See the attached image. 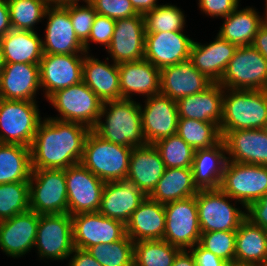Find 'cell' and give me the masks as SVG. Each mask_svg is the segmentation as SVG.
I'll return each instance as SVG.
<instances>
[{
    "label": "cell",
    "instance_id": "11",
    "mask_svg": "<svg viewBox=\"0 0 267 266\" xmlns=\"http://www.w3.org/2000/svg\"><path fill=\"white\" fill-rule=\"evenodd\" d=\"M220 189L247 207L267 192V166L227 160Z\"/></svg>",
    "mask_w": 267,
    "mask_h": 266
},
{
    "label": "cell",
    "instance_id": "9",
    "mask_svg": "<svg viewBox=\"0 0 267 266\" xmlns=\"http://www.w3.org/2000/svg\"><path fill=\"white\" fill-rule=\"evenodd\" d=\"M218 83L229 89L267 90V60L252 45L238 47Z\"/></svg>",
    "mask_w": 267,
    "mask_h": 266
},
{
    "label": "cell",
    "instance_id": "10",
    "mask_svg": "<svg viewBox=\"0 0 267 266\" xmlns=\"http://www.w3.org/2000/svg\"><path fill=\"white\" fill-rule=\"evenodd\" d=\"M34 248L40 260L68 261L74 250L71 215H40Z\"/></svg>",
    "mask_w": 267,
    "mask_h": 266
},
{
    "label": "cell",
    "instance_id": "45",
    "mask_svg": "<svg viewBox=\"0 0 267 266\" xmlns=\"http://www.w3.org/2000/svg\"><path fill=\"white\" fill-rule=\"evenodd\" d=\"M69 16L78 39L84 44L90 35L94 19L97 15L93 5L84 4L68 5Z\"/></svg>",
    "mask_w": 267,
    "mask_h": 266
},
{
    "label": "cell",
    "instance_id": "44",
    "mask_svg": "<svg viewBox=\"0 0 267 266\" xmlns=\"http://www.w3.org/2000/svg\"><path fill=\"white\" fill-rule=\"evenodd\" d=\"M199 244L220 259L235 264L236 231L201 233Z\"/></svg>",
    "mask_w": 267,
    "mask_h": 266
},
{
    "label": "cell",
    "instance_id": "39",
    "mask_svg": "<svg viewBox=\"0 0 267 266\" xmlns=\"http://www.w3.org/2000/svg\"><path fill=\"white\" fill-rule=\"evenodd\" d=\"M12 29L36 31L35 25L44 20L48 0H7Z\"/></svg>",
    "mask_w": 267,
    "mask_h": 266
},
{
    "label": "cell",
    "instance_id": "16",
    "mask_svg": "<svg viewBox=\"0 0 267 266\" xmlns=\"http://www.w3.org/2000/svg\"><path fill=\"white\" fill-rule=\"evenodd\" d=\"M144 102V106L140 103V109L147 144L177 133L179 115L175 100L158 93L145 98Z\"/></svg>",
    "mask_w": 267,
    "mask_h": 266
},
{
    "label": "cell",
    "instance_id": "57",
    "mask_svg": "<svg viewBox=\"0 0 267 266\" xmlns=\"http://www.w3.org/2000/svg\"><path fill=\"white\" fill-rule=\"evenodd\" d=\"M4 65H5V62H4V57H3V49H2L1 42H0V71L3 69Z\"/></svg>",
    "mask_w": 267,
    "mask_h": 266
},
{
    "label": "cell",
    "instance_id": "1",
    "mask_svg": "<svg viewBox=\"0 0 267 266\" xmlns=\"http://www.w3.org/2000/svg\"><path fill=\"white\" fill-rule=\"evenodd\" d=\"M90 131L81 123L43 117L30 146L32 169H66L80 163Z\"/></svg>",
    "mask_w": 267,
    "mask_h": 266
},
{
    "label": "cell",
    "instance_id": "51",
    "mask_svg": "<svg viewBox=\"0 0 267 266\" xmlns=\"http://www.w3.org/2000/svg\"><path fill=\"white\" fill-rule=\"evenodd\" d=\"M68 259V266H102L86 250L78 248H74Z\"/></svg>",
    "mask_w": 267,
    "mask_h": 266
},
{
    "label": "cell",
    "instance_id": "46",
    "mask_svg": "<svg viewBox=\"0 0 267 266\" xmlns=\"http://www.w3.org/2000/svg\"><path fill=\"white\" fill-rule=\"evenodd\" d=\"M97 14L112 19H124L138 15L130 0H91Z\"/></svg>",
    "mask_w": 267,
    "mask_h": 266
},
{
    "label": "cell",
    "instance_id": "33",
    "mask_svg": "<svg viewBox=\"0 0 267 266\" xmlns=\"http://www.w3.org/2000/svg\"><path fill=\"white\" fill-rule=\"evenodd\" d=\"M240 5L228 16L222 18L224 23L220 26L218 35L237 47L252 45L259 28L266 18L259 15L255 8Z\"/></svg>",
    "mask_w": 267,
    "mask_h": 266
},
{
    "label": "cell",
    "instance_id": "54",
    "mask_svg": "<svg viewBox=\"0 0 267 266\" xmlns=\"http://www.w3.org/2000/svg\"><path fill=\"white\" fill-rule=\"evenodd\" d=\"M172 266H196L191 251L189 249L180 250L175 256Z\"/></svg>",
    "mask_w": 267,
    "mask_h": 266
},
{
    "label": "cell",
    "instance_id": "36",
    "mask_svg": "<svg viewBox=\"0 0 267 266\" xmlns=\"http://www.w3.org/2000/svg\"><path fill=\"white\" fill-rule=\"evenodd\" d=\"M32 170L30 147L0 143V184L29 182Z\"/></svg>",
    "mask_w": 267,
    "mask_h": 266
},
{
    "label": "cell",
    "instance_id": "32",
    "mask_svg": "<svg viewBox=\"0 0 267 266\" xmlns=\"http://www.w3.org/2000/svg\"><path fill=\"white\" fill-rule=\"evenodd\" d=\"M235 265L267 266V232L247 218L236 230Z\"/></svg>",
    "mask_w": 267,
    "mask_h": 266
},
{
    "label": "cell",
    "instance_id": "31",
    "mask_svg": "<svg viewBox=\"0 0 267 266\" xmlns=\"http://www.w3.org/2000/svg\"><path fill=\"white\" fill-rule=\"evenodd\" d=\"M226 146L221 140L208 149L195 150L193 182L198 190L219 189L227 162Z\"/></svg>",
    "mask_w": 267,
    "mask_h": 266
},
{
    "label": "cell",
    "instance_id": "52",
    "mask_svg": "<svg viewBox=\"0 0 267 266\" xmlns=\"http://www.w3.org/2000/svg\"><path fill=\"white\" fill-rule=\"evenodd\" d=\"M252 46L267 60V21L264 22L256 33Z\"/></svg>",
    "mask_w": 267,
    "mask_h": 266
},
{
    "label": "cell",
    "instance_id": "35",
    "mask_svg": "<svg viewBox=\"0 0 267 266\" xmlns=\"http://www.w3.org/2000/svg\"><path fill=\"white\" fill-rule=\"evenodd\" d=\"M197 192L192 167L165 168L164 174L148 197L165 205L195 196Z\"/></svg>",
    "mask_w": 267,
    "mask_h": 266
},
{
    "label": "cell",
    "instance_id": "30",
    "mask_svg": "<svg viewBox=\"0 0 267 266\" xmlns=\"http://www.w3.org/2000/svg\"><path fill=\"white\" fill-rule=\"evenodd\" d=\"M166 225L164 204L148 196L126 223V235L133 241L163 240Z\"/></svg>",
    "mask_w": 267,
    "mask_h": 266
},
{
    "label": "cell",
    "instance_id": "24",
    "mask_svg": "<svg viewBox=\"0 0 267 266\" xmlns=\"http://www.w3.org/2000/svg\"><path fill=\"white\" fill-rule=\"evenodd\" d=\"M146 197L139 188L126 180L106 182L98 212L126 225Z\"/></svg>",
    "mask_w": 267,
    "mask_h": 266
},
{
    "label": "cell",
    "instance_id": "14",
    "mask_svg": "<svg viewBox=\"0 0 267 266\" xmlns=\"http://www.w3.org/2000/svg\"><path fill=\"white\" fill-rule=\"evenodd\" d=\"M74 248L87 250L97 244H110L126 235L124 223L99 212L71 216Z\"/></svg>",
    "mask_w": 267,
    "mask_h": 266
},
{
    "label": "cell",
    "instance_id": "21",
    "mask_svg": "<svg viewBox=\"0 0 267 266\" xmlns=\"http://www.w3.org/2000/svg\"><path fill=\"white\" fill-rule=\"evenodd\" d=\"M160 78V93L175 101L202 92L213 83L190 59L162 68Z\"/></svg>",
    "mask_w": 267,
    "mask_h": 266
},
{
    "label": "cell",
    "instance_id": "48",
    "mask_svg": "<svg viewBox=\"0 0 267 266\" xmlns=\"http://www.w3.org/2000/svg\"><path fill=\"white\" fill-rule=\"evenodd\" d=\"M240 0H198L202 13L212 18H224L232 13L240 4Z\"/></svg>",
    "mask_w": 267,
    "mask_h": 266
},
{
    "label": "cell",
    "instance_id": "18",
    "mask_svg": "<svg viewBox=\"0 0 267 266\" xmlns=\"http://www.w3.org/2000/svg\"><path fill=\"white\" fill-rule=\"evenodd\" d=\"M145 23L141 14L117 19L113 37L106 48L114 63L133 62L144 59Z\"/></svg>",
    "mask_w": 267,
    "mask_h": 266
},
{
    "label": "cell",
    "instance_id": "55",
    "mask_svg": "<svg viewBox=\"0 0 267 266\" xmlns=\"http://www.w3.org/2000/svg\"><path fill=\"white\" fill-rule=\"evenodd\" d=\"M130 1L136 12L141 15L146 14L148 11L153 10L155 7L159 5L158 0H130Z\"/></svg>",
    "mask_w": 267,
    "mask_h": 266
},
{
    "label": "cell",
    "instance_id": "7",
    "mask_svg": "<svg viewBox=\"0 0 267 266\" xmlns=\"http://www.w3.org/2000/svg\"><path fill=\"white\" fill-rule=\"evenodd\" d=\"M47 101L59 113L51 118L81 123L91 130L98 122L103 105L99 97L83 81L53 93Z\"/></svg>",
    "mask_w": 267,
    "mask_h": 266
},
{
    "label": "cell",
    "instance_id": "58",
    "mask_svg": "<svg viewBox=\"0 0 267 266\" xmlns=\"http://www.w3.org/2000/svg\"><path fill=\"white\" fill-rule=\"evenodd\" d=\"M266 4H265V10L266 11L263 15L264 17L266 18V21H267V0H265Z\"/></svg>",
    "mask_w": 267,
    "mask_h": 266
},
{
    "label": "cell",
    "instance_id": "38",
    "mask_svg": "<svg viewBox=\"0 0 267 266\" xmlns=\"http://www.w3.org/2000/svg\"><path fill=\"white\" fill-rule=\"evenodd\" d=\"M180 250L165 240L134 242V266H172Z\"/></svg>",
    "mask_w": 267,
    "mask_h": 266
},
{
    "label": "cell",
    "instance_id": "42",
    "mask_svg": "<svg viewBox=\"0 0 267 266\" xmlns=\"http://www.w3.org/2000/svg\"><path fill=\"white\" fill-rule=\"evenodd\" d=\"M28 210H30L29 182L0 184V221Z\"/></svg>",
    "mask_w": 267,
    "mask_h": 266
},
{
    "label": "cell",
    "instance_id": "40",
    "mask_svg": "<svg viewBox=\"0 0 267 266\" xmlns=\"http://www.w3.org/2000/svg\"><path fill=\"white\" fill-rule=\"evenodd\" d=\"M176 5L162 4L143 15L145 33L184 31L186 16Z\"/></svg>",
    "mask_w": 267,
    "mask_h": 266
},
{
    "label": "cell",
    "instance_id": "56",
    "mask_svg": "<svg viewBox=\"0 0 267 266\" xmlns=\"http://www.w3.org/2000/svg\"><path fill=\"white\" fill-rule=\"evenodd\" d=\"M89 3L91 0H48L49 5L52 6H68V5H74L79 4V2Z\"/></svg>",
    "mask_w": 267,
    "mask_h": 266
},
{
    "label": "cell",
    "instance_id": "19",
    "mask_svg": "<svg viewBox=\"0 0 267 266\" xmlns=\"http://www.w3.org/2000/svg\"><path fill=\"white\" fill-rule=\"evenodd\" d=\"M184 31L145 33L144 59L158 69L190 59L193 39Z\"/></svg>",
    "mask_w": 267,
    "mask_h": 266
},
{
    "label": "cell",
    "instance_id": "17",
    "mask_svg": "<svg viewBox=\"0 0 267 266\" xmlns=\"http://www.w3.org/2000/svg\"><path fill=\"white\" fill-rule=\"evenodd\" d=\"M47 17V18H46ZM44 19H47L45 37L42 39L43 53L47 54H85L84 44L78 39L68 6L49 5Z\"/></svg>",
    "mask_w": 267,
    "mask_h": 266
},
{
    "label": "cell",
    "instance_id": "4",
    "mask_svg": "<svg viewBox=\"0 0 267 266\" xmlns=\"http://www.w3.org/2000/svg\"><path fill=\"white\" fill-rule=\"evenodd\" d=\"M132 149L108 142L91 130L86 137L80 163L104 182L124 181Z\"/></svg>",
    "mask_w": 267,
    "mask_h": 266
},
{
    "label": "cell",
    "instance_id": "2",
    "mask_svg": "<svg viewBox=\"0 0 267 266\" xmlns=\"http://www.w3.org/2000/svg\"><path fill=\"white\" fill-rule=\"evenodd\" d=\"M92 130L114 144L126 147L147 144L142 130L140 102L134 99L103 102L98 122Z\"/></svg>",
    "mask_w": 267,
    "mask_h": 266
},
{
    "label": "cell",
    "instance_id": "29",
    "mask_svg": "<svg viewBox=\"0 0 267 266\" xmlns=\"http://www.w3.org/2000/svg\"><path fill=\"white\" fill-rule=\"evenodd\" d=\"M224 88L212 83L204 91L184 96L176 101L179 118L213 122L218 127L222 121Z\"/></svg>",
    "mask_w": 267,
    "mask_h": 266
},
{
    "label": "cell",
    "instance_id": "41",
    "mask_svg": "<svg viewBox=\"0 0 267 266\" xmlns=\"http://www.w3.org/2000/svg\"><path fill=\"white\" fill-rule=\"evenodd\" d=\"M102 266H134V242L125 235L110 244H97L86 250Z\"/></svg>",
    "mask_w": 267,
    "mask_h": 266
},
{
    "label": "cell",
    "instance_id": "27",
    "mask_svg": "<svg viewBox=\"0 0 267 266\" xmlns=\"http://www.w3.org/2000/svg\"><path fill=\"white\" fill-rule=\"evenodd\" d=\"M165 165L154 144L133 147L126 181L134 184L148 196L158 184Z\"/></svg>",
    "mask_w": 267,
    "mask_h": 266
},
{
    "label": "cell",
    "instance_id": "43",
    "mask_svg": "<svg viewBox=\"0 0 267 266\" xmlns=\"http://www.w3.org/2000/svg\"><path fill=\"white\" fill-rule=\"evenodd\" d=\"M165 168L192 167L195 150L180 136L173 134L154 143Z\"/></svg>",
    "mask_w": 267,
    "mask_h": 266
},
{
    "label": "cell",
    "instance_id": "28",
    "mask_svg": "<svg viewBox=\"0 0 267 266\" xmlns=\"http://www.w3.org/2000/svg\"><path fill=\"white\" fill-rule=\"evenodd\" d=\"M99 58L85 53L83 61L82 81L99 97L102 102L120 100V78L118 64H109Z\"/></svg>",
    "mask_w": 267,
    "mask_h": 266
},
{
    "label": "cell",
    "instance_id": "50",
    "mask_svg": "<svg viewBox=\"0 0 267 266\" xmlns=\"http://www.w3.org/2000/svg\"><path fill=\"white\" fill-rule=\"evenodd\" d=\"M194 256L196 266H230L231 263L226 262L212 252L204 249L199 243L189 249Z\"/></svg>",
    "mask_w": 267,
    "mask_h": 266
},
{
    "label": "cell",
    "instance_id": "37",
    "mask_svg": "<svg viewBox=\"0 0 267 266\" xmlns=\"http://www.w3.org/2000/svg\"><path fill=\"white\" fill-rule=\"evenodd\" d=\"M176 134L194 150L211 148L222 140L215 123L188 118L178 119Z\"/></svg>",
    "mask_w": 267,
    "mask_h": 266
},
{
    "label": "cell",
    "instance_id": "59",
    "mask_svg": "<svg viewBox=\"0 0 267 266\" xmlns=\"http://www.w3.org/2000/svg\"><path fill=\"white\" fill-rule=\"evenodd\" d=\"M265 134L267 135V122L265 123V126L262 128Z\"/></svg>",
    "mask_w": 267,
    "mask_h": 266
},
{
    "label": "cell",
    "instance_id": "22",
    "mask_svg": "<svg viewBox=\"0 0 267 266\" xmlns=\"http://www.w3.org/2000/svg\"><path fill=\"white\" fill-rule=\"evenodd\" d=\"M237 48L217 34L214 40L207 44L193 41L190 60L200 73L213 83H218Z\"/></svg>",
    "mask_w": 267,
    "mask_h": 266
},
{
    "label": "cell",
    "instance_id": "15",
    "mask_svg": "<svg viewBox=\"0 0 267 266\" xmlns=\"http://www.w3.org/2000/svg\"><path fill=\"white\" fill-rule=\"evenodd\" d=\"M84 55L43 53L39 73L44 98L82 81Z\"/></svg>",
    "mask_w": 267,
    "mask_h": 266
},
{
    "label": "cell",
    "instance_id": "23",
    "mask_svg": "<svg viewBox=\"0 0 267 266\" xmlns=\"http://www.w3.org/2000/svg\"><path fill=\"white\" fill-rule=\"evenodd\" d=\"M39 90V64L5 63L1 70L0 98L36 101Z\"/></svg>",
    "mask_w": 267,
    "mask_h": 266
},
{
    "label": "cell",
    "instance_id": "5",
    "mask_svg": "<svg viewBox=\"0 0 267 266\" xmlns=\"http://www.w3.org/2000/svg\"><path fill=\"white\" fill-rule=\"evenodd\" d=\"M233 201L235 203H231ZM196 202L201 233L236 231L246 219V207L220 188L198 190ZM237 202L241 204V208L237 207Z\"/></svg>",
    "mask_w": 267,
    "mask_h": 266
},
{
    "label": "cell",
    "instance_id": "20",
    "mask_svg": "<svg viewBox=\"0 0 267 266\" xmlns=\"http://www.w3.org/2000/svg\"><path fill=\"white\" fill-rule=\"evenodd\" d=\"M39 214L28 210L0 221V249L7 257L20 258L35 246Z\"/></svg>",
    "mask_w": 267,
    "mask_h": 266
},
{
    "label": "cell",
    "instance_id": "53",
    "mask_svg": "<svg viewBox=\"0 0 267 266\" xmlns=\"http://www.w3.org/2000/svg\"><path fill=\"white\" fill-rule=\"evenodd\" d=\"M12 29L7 0H0V37Z\"/></svg>",
    "mask_w": 267,
    "mask_h": 266
},
{
    "label": "cell",
    "instance_id": "34",
    "mask_svg": "<svg viewBox=\"0 0 267 266\" xmlns=\"http://www.w3.org/2000/svg\"><path fill=\"white\" fill-rule=\"evenodd\" d=\"M42 39L37 31L11 29L0 37L4 62L39 64L43 56Z\"/></svg>",
    "mask_w": 267,
    "mask_h": 266
},
{
    "label": "cell",
    "instance_id": "13",
    "mask_svg": "<svg viewBox=\"0 0 267 266\" xmlns=\"http://www.w3.org/2000/svg\"><path fill=\"white\" fill-rule=\"evenodd\" d=\"M67 185L68 214L98 212L104 181L94 175L81 163L65 169Z\"/></svg>",
    "mask_w": 267,
    "mask_h": 266
},
{
    "label": "cell",
    "instance_id": "26",
    "mask_svg": "<svg viewBox=\"0 0 267 266\" xmlns=\"http://www.w3.org/2000/svg\"><path fill=\"white\" fill-rule=\"evenodd\" d=\"M222 140L228 161L267 166V135L263 129L228 131Z\"/></svg>",
    "mask_w": 267,
    "mask_h": 266
},
{
    "label": "cell",
    "instance_id": "8",
    "mask_svg": "<svg viewBox=\"0 0 267 266\" xmlns=\"http://www.w3.org/2000/svg\"><path fill=\"white\" fill-rule=\"evenodd\" d=\"M29 206L39 215L68 213L65 169L32 170Z\"/></svg>",
    "mask_w": 267,
    "mask_h": 266
},
{
    "label": "cell",
    "instance_id": "47",
    "mask_svg": "<svg viewBox=\"0 0 267 266\" xmlns=\"http://www.w3.org/2000/svg\"><path fill=\"white\" fill-rule=\"evenodd\" d=\"M115 25V19L97 14L94 19L89 38L84 43L85 52L89 53V51H91L90 42L101 44L105 47L104 49H106L113 37Z\"/></svg>",
    "mask_w": 267,
    "mask_h": 266
},
{
    "label": "cell",
    "instance_id": "49",
    "mask_svg": "<svg viewBox=\"0 0 267 266\" xmlns=\"http://www.w3.org/2000/svg\"><path fill=\"white\" fill-rule=\"evenodd\" d=\"M246 218L254 225L267 229V192L246 208Z\"/></svg>",
    "mask_w": 267,
    "mask_h": 266
},
{
    "label": "cell",
    "instance_id": "12",
    "mask_svg": "<svg viewBox=\"0 0 267 266\" xmlns=\"http://www.w3.org/2000/svg\"><path fill=\"white\" fill-rule=\"evenodd\" d=\"M166 225L163 240L181 250L190 249L200 241L196 195L164 205Z\"/></svg>",
    "mask_w": 267,
    "mask_h": 266
},
{
    "label": "cell",
    "instance_id": "3",
    "mask_svg": "<svg viewBox=\"0 0 267 266\" xmlns=\"http://www.w3.org/2000/svg\"><path fill=\"white\" fill-rule=\"evenodd\" d=\"M267 122V90L224 88L221 137L232 130L262 129Z\"/></svg>",
    "mask_w": 267,
    "mask_h": 266
},
{
    "label": "cell",
    "instance_id": "25",
    "mask_svg": "<svg viewBox=\"0 0 267 266\" xmlns=\"http://www.w3.org/2000/svg\"><path fill=\"white\" fill-rule=\"evenodd\" d=\"M121 99L132 100L133 95L148 98L160 93V69L143 59L118 64Z\"/></svg>",
    "mask_w": 267,
    "mask_h": 266
},
{
    "label": "cell",
    "instance_id": "6",
    "mask_svg": "<svg viewBox=\"0 0 267 266\" xmlns=\"http://www.w3.org/2000/svg\"><path fill=\"white\" fill-rule=\"evenodd\" d=\"M37 103L0 98V143L31 146L43 119Z\"/></svg>",
    "mask_w": 267,
    "mask_h": 266
}]
</instances>
